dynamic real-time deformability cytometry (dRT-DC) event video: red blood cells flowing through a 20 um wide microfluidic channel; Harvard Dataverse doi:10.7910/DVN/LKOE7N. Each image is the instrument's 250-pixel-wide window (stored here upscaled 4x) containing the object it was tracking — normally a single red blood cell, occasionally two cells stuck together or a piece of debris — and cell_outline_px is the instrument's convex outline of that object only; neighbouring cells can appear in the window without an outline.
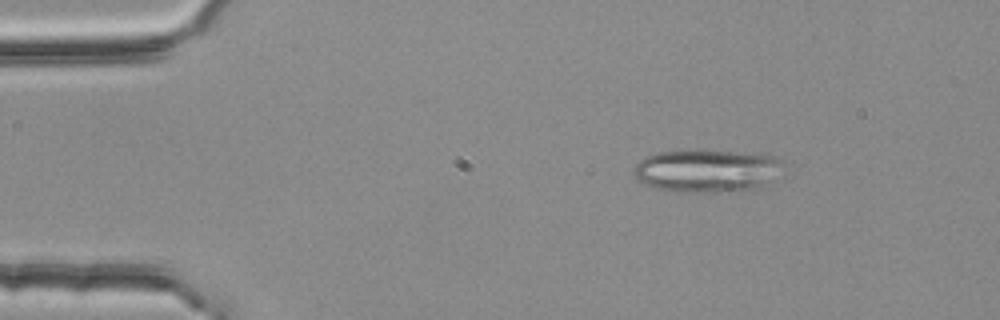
{"species": "common noctule bat (a hibernating species)", "species_latin": "Nyctalus noctula", "temperature_condition": "room temperature", "stored_images_in_passage": 2, "camera_frame_rate_fps": 3000, "um_per_image_px": 0.085, "animal": {"sex": "female", "body_mass_g": 25.1}, "frame": {"image": 1, "passage_image": 1, "time_ms": 0.0, "image_size_px": [1000, 320], "cell_outline_px": [[780, 160], [768, 180], [764, 184], [740, 192], [676, 192], [656, 188], [640, 180], [636, 176], [636, 164], [640, 160], [648, 156], [660, 152], [696, 148], [772, 156]], "centroid_in_image_um": [59.97, 14.5], "position_along_channel_um": 25.0, "area_um2": 36.47}}